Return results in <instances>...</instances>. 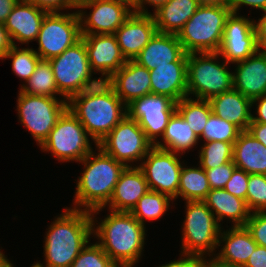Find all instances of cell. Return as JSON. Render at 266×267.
<instances>
[{
    "label": "cell",
    "mask_w": 266,
    "mask_h": 267,
    "mask_svg": "<svg viewBox=\"0 0 266 267\" xmlns=\"http://www.w3.org/2000/svg\"><path fill=\"white\" fill-rule=\"evenodd\" d=\"M55 218L44 240L46 264L37 262L31 267H70L90 242V236L93 235L90 211L68 207Z\"/></svg>",
    "instance_id": "cell-1"
},
{
    "label": "cell",
    "mask_w": 266,
    "mask_h": 267,
    "mask_svg": "<svg viewBox=\"0 0 266 267\" xmlns=\"http://www.w3.org/2000/svg\"><path fill=\"white\" fill-rule=\"evenodd\" d=\"M68 109L78 118L95 145L127 115V106L106 81L73 95L68 100Z\"/></svg>",
    "instance_id": "cell-2"
},
{
    "label": "cell",
    "mask_w": 266,
    "mask_h": 267,
    "mask_svg": "<svg viewBox=\"0 0 266 267\" xmlns=\"http://www.w3.org/2000/svg\"><path fill=\"white\" fill-rule=\"evenodd\" d=\"M109 211L100 223L92 215L93 236L118 267H133L144 251L146 228L130 212Z\"/></svg>",
    "instance_id": "cell-3"
},
{
    "label": "cell",
    "mask_w": 266,
    "mask_h": 267,
    "mask_svg": "<svg viewBox=\"0 0 266 267\" xmlns=\"http://www.w3.org/2000/svg\"><path fill=\"white\" fill-rule=\"evenodd\" d=\"M96 148L98 153L92 151L80 161L85 168L78 177L72 207L83 208L90 211L91 215L98 214L109 202L119 176L126 167L97 145Z\"/></svg>",
    "instance_id": "cell-4"
},
{
    "label": "cell",
    "mask_w": 266,
    "mask_h": 267,
    "mask_svg": "<svg viewBox=\"0 0 266 267\" xmlns=\"http://www.w3.org/2000/svg\"><path fill=\"white\" fill-rule=\"evenodd\" d=\"M231 13L228 0H204L177 34L184 52H219Z\"/></svg>",
    "instance_id": "cell-5"
},
{
    "label": "cell",
    "mask_w": 266,
    "mask_h": 267,
    "mask_svg": "<svg viewBox=\"0 0 266 267\" xmlns=\"http://www.w3.org/2000/svg\"><path fill=\"white\" fill-rule=\"evenodd\" d=\"M218 52L188 53L187 96L209 100L211 97L233 89V74Z\"/></svg>",
    "instance_id": "cell-6"
},
{
    "label": "cell",
    "mask_w": 266,
    "mask_h": 267,
    "mask_svg": "<svg viewBox=\"0 0 266 267\" xmlns=\"http://www.w3.org/2000/svg\"><path fill=\"white\" fill-rule=\"evenodd\" d=\"M185 203L186 215L182 225L181 252L205 255V257L208 254L209 257H213V252L218 248L222 227L203 201H186Z\"/></svg>",
    "instance_id": "cell-7"
},
{
    "label": "cell",
    "mask_w": 266,
    "mask_h": 267,
    "mask_svg": "<svg viewBox=\"0 0 266 267\" xmlns=\"http://www.w3.org/2000/svg\"><path fill=\"white\" fill-rule=\"evenodd\" d=\"M48 61L51 64L58 91L67 100L102 81L99 77L92 79L93 71L82 39L67 48L61 55Z\"/></svg>",
    "instance_id": "cell-8"
},
{
    "label": "cell",
    "mask_w": 266,
    "mask_h": 267,
    "mask_svg": "<svg viewBox=\"0 0 266 267\" xmlns=\"http://www.w3.org/2000/svg\"><path fill=\"white\" fill-rule=\"evenodd\" d=\"M90 143L84 126L67 108L40 148L43 152H50L60 162H80L93 151Z\"/></svg>",
    "instance_id": "cell-9"
},
{
    "label": "cell",
    "mask_w": 266,
    "mask_h": 267,
    "mask_svg": "<svg viewBox=\"0 0 266 267\" xmlns=\"http://www.w3.org/2000/svg\"><path fill=\"white\" fill-rule=\"evenodd\" d=\"M67 108V99L28 95L19 90L18 119L28 129L38 146L48 138L50 131Z\"/></svg>",
    "instance_id": "cell-10"
},
{
    "label": "cell",
    "mask_w": 266,
    "mask_h": 267,
    "mask_svg": "<svg viewBox=\"0 0 266 267\" xmlns=\"http://www.w3.org/2000/svg\"><path fill=\"white\" fill-rule=\"evenodd\" d=\"M81 39L80 20L77 11L73 13L50 12L42 22L35 52L41 60H50L61 55Z\"/></svg>",
    "instance_id": "cell-11"
},
{
    "label": "cell",
    "mask_w": 266,
    "mask_h": 267,
    "mask_svg": "<svg viewBox=\"0 0 266 267\" xmlns=\"http://www.w3.org/2000/svg\"><path fill=\"white\" fill-rule=\"evenodd\" d=\"M97 146L128 167L132 166L131 162L142 161L154 145L137 120L126 115Z\"/></svg>",
    "instance_id": "cell-12"
},
{
    "label": "cell",
    "mask_w": 266,
    "mask_h": 267,
    "mask_svg": "<svg viewBox=\"0 0 266 267\" xmlns=\"http://www.w3.org/2000/svg\"><path fill=\"white\" fill-rule=\"evenodd\" d=\"M179 154L153 146L138 165L144 174L149 189L178 198L182 162ZM146 159V160H145Z\"/></svg>",
    "instance_id": "cell-13"
},
{
    "label": "cell",
    "mask_w": 266,
    "mask_h": 267,
    "mask_svg": "<svg viewBox=\"0 0 266 267\" xmlns=\"http://www.w3.org/2000/svg\"><path fill=\"white\" fill-rule=\"evenodd\" d=\"M175 111L176 102L164 95L148 94L127 105V115L137 120L146 138L153 145L157 143L159 136H163Z\"/></svg>",
    "instance_id": "cell-14"
},
{
    "label": "cell",
    "mask_w": 266,
    "mask_h": 267,
    "mask_svg": "<svg viewBox=\"0 0 266 267\" xmlns=\"http://www.w3.org/2000/svg\"><path fill=\"white\" fill-rule=\"evenodd\" d=\"M76 9H80L77 13L81 35L114 34L133 13L128 6L112 0H89ZM83 9H91L92 12L87 15Z\"/></svg>",
    "instance_id": "cell-15"
},
{
    "label": "cell",
    "mask_w": 266,
    "mask_h": 267,
    "mask_svg": "<svg viewBox=\"0 0 266 267\" xmlns=\"http://www.w3.org/2000/svg\"><path fill=\"white\" fill-rule=\"evenodd\" d=\"M249 19L235 13L227 18L218 52L227 63L245 60L258 51L254 20Z\"/></svg>",
    "instance_id": "cell-16"
},
{
    "label": "cell",
    "mask_w": 266,
    "mask_h": 267,
    "mask_svg": "<svg viewBox=\"0 0 266 267\" xmlns=\"http://www.w3.org/2000/svg\"><path fill=\"white\" fill-rule=\"evenodd\" d=\"M81 39L85 43L91 70L93 74L101 73L99 78L102 81H107L127 62L115 34L81 35Z\"/></svg>",
    "instance_id": "cell-17"
},
{
    "label": "cell",
    "mask_w": 266,
    "mask_h": 267,
    "mask_svg": "<svg viewBox=\"0 0 266 267\" xmlns=\"http://www.w3.org/2000/svg\"><path fill=\"white\" fill-rule=\"evenodd\" d=\"M156 32L152 14L133 12L114 34L125 59L135 60Z\"/></svg>",
    "instance_id": "cell-18"
},
{
    "label": "cell",
    "mask_w": 266,
    "mask_h": 267,
    "mask_svg": "<svg viewBox=\"0 0 266 267\" xmlns=\"http://www.w3.org/2000/svg\"><path fill=\"white\" fill-rule=\"evenodd\" d=\"M48 13L25 0H19L4 22L12 45L17 46L16 40L21 44L36 41Z\"/></svg>",
    "instance_id": "cell-19"
},
{
    "label": "cell",
    "mask_w": 266,
    "mask_h": 267,
    "mask_svg": "<svg viewBox=\"0 0 266 267\" xmlns=\"http://www.w3.org/2000/svg\"><path fill=\"white\" fill-rule=\"evenodd\" d=\"M106 82L126 106L135 99L151 94L150 71L134 60H127Z\"/></svg>",
    "instance_id": "cell-20"
},
{
    "label": "cell",
    "mask_w": 266,
    "mask_h": 267,
    "mask_svg": "<svg viewBox=\"0 0 266 267\" xmlns=\"http://www.w3.org/2000/svg\"><path fill=\"white\" fill-rule=\"evenodd\" d=\"M234 64L233 89L251 100L266 95V52L258 50Z\"/></svg>",
    "instance_id": "cell-21"
},
{
    "label": "cell",
    "mask_w": 266,
    "mask_h": 267,
    "mask_svg": "<svg viewBox=\"0 0 266 267\" xmlns=\"http://www.w3.org/2000/svg\"><path fill=\"white\" fill-rule=\"evenodd\" d=\"M187 58L176 34L156 32L134 61L151 71L171 62H187Z\"/></svg>",
    "instance_id": "cell-22"
},
{
    "label": "cell",
    "mask_w": 266,
    "mask_h": 267,
    "mask_svg": "<svg viewBox=\"0 0 266 267\" xmlns=\"http://www.w3.org/2000/svg\"><path fill=\"white\" fill-rule=\"evenodd\" d=\"M149 190L144 174L138 166L125 167L109 202L103 208L109 206L111 211L131 212L138 200Z\"/></svg>",
    "instance_id": "cell-23"
},
{
    "label": "cell",
    "mask_w": 266,
    "mask_h": 267,
    "mask_svg": "<svg viewBox=\"0 0 266 267\" xmlns=\"http://www.w3.org/2000/svg\"><path fill=\"white\" fill-rule=\"evenodd\" d=\"M218 241V246L224 242L223 247L212 258L228 266L243 267L257 247V243L245 226H232L226 231L221 229Z\"/></svg>",
    "instance_id": "cell-24"
},
{
    "label": "cell",
    "mask_w": 266,
    "mask_h": 267,
    "mask_svg": "<svg viewBox=\"0 0 266 267\" xmlns=\"http://www.w3.org/2000/svg\"><path fill=\"white\" fill-rule=\"evenodd\" d=\"M151 94L164 95L174 102L187 97V62H171L150 71Z\"/></svg>",
    "instance_id": "cell-25"
},
{
    "label": "cell",
    "mask_w": 266,
    "mask_h": 267,
    "mask_svg": "<svg viewBox=\"0 0 266 267\" xmlns=\"http://www.w3.org/2000/svg\"><path fill=\"white\" fill-rule=\"evenodd\" d=\"M212 112L219 118L233 123L241 131H247L251 123L252 100L235 89L209 99Z\"/></svg>",
    "instance_id": "cell-26"
},
{
    "label": "cell",
    "mask_w": 266,
    "mask_h": 267,
    "mask_svg": "<svg viewBox=\"0 0 266 267\" xmlns=\"http://www.w3.org/2000/svg\"><path fill=\"white\" fill-rule=\"evenodd\" d=\"M232 161L248 174L266 175V147L248 130L241 131L235 141Z\"/></svg>",
    "instance_id": "cell-27"
},
{
    "label": "cell",
    "mask_w": 266,
    "mask_h": 267,
    "mask_svg": "<svg viewBox=\"0 0 266 267\" xmlns=\"http://www.w3.org/2000/svg\"><path fill=\"white\" fill-rule=\"evenodd\" d=\"M203 202L213 212L218 224L223 219H231L232 226H245L250 216L245 200L232 195L225 189H211Z\"/></svg>",
    "instance_id": "cell-28"
},
{
    "label": "cell",
    "mask_w": 266,
    "mask_h": 267,
    "mask_svg": "<svg viewBox=\"0 0 266 267\" xmlns=\"http://www.w3.org/2000/svg\"><path fill=\"white\" fill-rule=\"evenodd\" d=\"M204 0H168L152 16L157 32L178 34Z\"/></svg>",
    "instance_id": "cell-29"
},
{
    "label": "cell",
    "mask_w": 266,
    "mask_h": 267,
    "mask_svg": "<svg viewBox=\"0 0 266 267\" xmlns=\"http://www.w3.org/2000/svg\"><path fill=\"white\" fill-rule=\"evenodd\" d=\"M161 138L165 144L157 141L154 146L177 154H184L185 151L194 148L199 142L198 136L193 132L189 124L177 110L169 119L165 132Z\"/></svg>",
    "instance_id": "cell-30"
},
{
    "label": "cell",
    "mask_w": 266,
    "mask_h": 267,
    "mask_svg": "<svg viewBox=\"0 0 266 267\" xmlns=\"http://www.w3.org/2000/svg\"><path fill=\"white\" fill-rule=\"evenodd\" d=\"M211 190L205 169L182 166L178 196L184 201H203Z\"/></svg>",
    "instance_id": "cell-31"
},
{
    "label": "cell",
    "mask_w": 266,
    "mask_h": 267,
    "mask_svg": "<svg viewBox=\"0 0 266 267\" xmlns=\"http://www.w3.org/2000/svg\"><path fill=\"white\" fill-rule=\"evenodd\" d=\"M20 90L28 95L48 96L56 98L61 95L54 80L51 64L48 60H40L35 71L30 76L26 84L21 85ZM57 94V95H56Z\"/></svg>",
    "instance_id": "cell-32"
},
{
    "label": "cell",
    "mask_w": 266,
    "mask_h": 267,
    "mask_svg": "<svg viewBox=\"0 0 266 267\" xmlns=\"http://www.w3.org/2000/svg\"><path fill=\"white\" fill-rule=\"evenodd\" d=\"M176 110L199 138L212 113L209 100L192 99L187 96L176 103Z\"/></svg>",
    "instance_id": "cell-33"
},
{
    "label": "cell",
    "mask_w": 266,
    "mask_h": 267,
    "mask_svg": "<svg viewBox=\"0 0 266 267\" xmlns=\"http://www.w3.org/2000/svg\"><path fill=\"white\" fill-rule=\"evenodd\" d=\"M170 201L173 199L166 194L149 190L138 200L130 213L145 226V219H160L168 211Z\"/></svg>",
    "instance_id": "cell-34"
},
{
    "label": "cell",
    "mask_w": 266,
    "mask_h": 267,
    "mask_svg": "<svg viewBox=\"0 0 266 267\" xmlns=\"http://www.w3.org/2000/svg\"><path fill=\"white\" fill-rule=\"evenodd\" d=\"M234 144L223 141L205 142L199 152V165L203 169H212L229 163L233 158Z\"/></svg>",
    "instance_id": "cell-35"
},
{
    "label": "cell",
    "mask_w": 266,
    "mask_h": 267,
    "mask_svg": "<svg viewBox=\"0 0 266 267\" xmlns=\"http://www.w3.org/2000/svg\"><path fill=\"white\" fill-rule=\"evenodd\" d=\"M240 132L241 130L233 123L217 117L212 112L199 140L203 138L204 142L223 141L234 144Z\"/></svg>",
    "instance_id": "cell-36"
},
{
    "label": "cell",
    "mask_w": 266,
    "mask_h": 267,
    "mask_svg": "<svg viewBox=\"0 0 266 267\" xmlns=\"http://www.w3.org/2000/svg\"><path fill=\"white\" fill-rule=\"evenodd\" d=\"M4 58L12 59V71L26 83L35 71V67L41 60L40 56L32 48H19L12 46Z\"/></svg>",
    "instance_id": "cell-37"
},
{
    "label": "cell",
    "mask_w": 266,
    "mask_h": 267,
    "mask_svg": "<svg viewBox=\"0 0 266 267\" xmlns=\"http://www.w3.org/2000/svg\"><path fill=\"white\" fill-rule=\"evenodd\" d=\"M246 205L250 213L266 212L265 174H249Z\"/></svg>",
    "instance_id": "cell-38"
},
{
    "label": "cell",
    "mask_w": 266,
    "mask_h": 267,
    "mask_svg": "<svg viewBox=\"0 0 266 267\" xmlns=\"http://www.w3.org/2000/svg\"><path fill=\"white\" fill-rule=\"evenodd\" d=\"M89 244L80 251L70 267H118L97 242Z\"/></svg>",
    "instance_id": "cell-39"
},
{
    "label": "cell",
    "mask_w": 266,
    "mask_h": 267,
    "mask_svg": "<svg viewBox=\"0 0 266 267\" xmlns=\"http://www.w3.org/2000/svg\"><path fill=\"white\" fill-rule=\"evenodd\" d=\"M245 227L257 245L266 247V212L250 213Z\"/></svg>",
    "instance_id": "cell-40"
},
{
    "label": "cell",
    "mask_w": 266,
    "mask_h": 267,
    "mask_svg": "<svg viewBox=\"0 0 266 267\" xmlns=\"http://www.w3.org/2000/svg\"><path fill=\"white\" fill-rule=\"evenodd\" d=\"M237 167L234 162L225 163L212 169H205L211 189H224L227 181Z\"/></svg>",
    "instance_id": "cell-41"
},
{
    "label": "cell",
    "mask_w": 266,
    "mask_h": 267,
    "mask_svg": "<svg viewBox=\"0 0 266 267\" xmlns=\"http://www.w3.org/2000/svg\"><path fill=\"white\" fill-rule=\"evenodd\" d=\"M249 174L244 170L236 168L224 189L234 196L242 198L246 202Z\"/></svg>",
    "instance_id": "cell-42"
},
{
    "label": "cell",
    "mask_w": 266,
    "mask_h": 267,
    "mask_svg": "<svg viewBox=\"0 0 266 267\" xmlns=\"http://www.w3.org/2000/svg\"><path fill=\"white\" fill-rule=\"evenodd\" d=\"M183 256V258H182ZM205 256L181 253V258L158 267H207L208 259Z\"/></svg>",
    "instance_id": "cell-43"
},
{
    "label": "cell",
    "mask_w": 266,
    "mask_h": 267,
    "mask_svg": "<svg viewBox=\"0 0 266 267\" xmlns=\"http://www.w3.org/2000/svg\"><path fill=\"white\" fill-rule=\"evenodd\" d=\"M47 12H60V10L76 9L70 0H25Z\"/></svg>",
    "instance_id": "cell-44"
},
{
    "label": "cell",
    "mask_w": 266,
    "mask_h": 267,
    "mask_svg": "<svg viewBox=\"0 0 266 267\" xmlns=\"http://www.w3.org/2000/svg\"><path fill=\"white\" fill-rule=\"evenodd\" d=\"M263 12V16L258 21L254 20V29L258 50L266 52V11Z\"/></svg>",
    "instance_id": "cell-45"
},
{
    "label": "cell",
    "mask_w": 266,
    "mask_h": 267,
    "mask_svg": "<svg viewBox=\"0 0 266 267\" xmlns=\"http://www.w3.org/2000/svg\"><path fill=\"white\" fill-rule=\"evenodd\" d=\"M232 13L238 14L241 6H251L255 9L266 11V0H228Z\"/></svg>",
    "instance_id": "cell-46"
},
{
    "label": "cell",
    "mask_w": 266,
    "mask_h": 267,
    "mask_svg": "<svg viewBox=\"0 0 266 267\" xmlns=\"http://www.w3.org/2000/svg\"><path fill=\"white\" fill-rule=\"evenodd\" d=\"M243 267H266V247L257 245Z\"/></svg>",
    "instance_id": "cell-47"
},
{
    "label": "cell",
    "mask_w": 266,
    "mask_h": 267,
    "mask_svg": "<svg viewBox=\"0 0 266 267\" xmlns=\"http://www.w3.org/2000/svg\"><path fill=\"white\" fill-rule=\"evenodd\" d=\"M254 105L256 106L257 116H254L252 114L251 123H264V124H266V95L254 98L252 100V107Z\"/></svg>",
    "instance_id": "cell-48"
},
{
    "label": "cell",
    "mask_w": 266,
    "mask_h": 267,
    "mask_svg": "<svg viewBox=\"0 0 266 267\" xmlns=\"http://www.w3.org/2000/svg\"><path fill=\"white\" fill-rule=\"evenodd\" d=\"M168 0H136L135 1V13L139 14H152L145 8L146 4L153 6L154 12L161 8Z\"/></svg>",
    "instance_id": "cell-49"
},
{
    "label": "cell",
    "mask_w": 266,
    "mask_h": 267,
    "mask_svg": "<svg viewBox=\"0 0 266 267\" xmlns=\"http://www.w3.org/2000/svg\"><path fill=\"white\" fill-rule=\"evenodd\" d=\"M12 42L4 26V23L0 22V59L4 60L5 55L12 47Z\"/></svg>",
    "instance_id": "cell-50"
},
{
    "label": "cell",
    "mask_w": 266,
    "mask_h": 267,
    "mask_svg": "<svg viewBox=\"0 0 266 267\" xmlns=\"http://www.w3.org/2000/svg\"><path fill=\"white\" fill-rule=\"evenodd\" d=\"M248 131L266 147V124L250 123Z\"/></svg>",
    "instance_id": "cell-51"
},
{
    "label": "cell",
    "mask_w": 266,
    "mask_h": 267,
    "mask_svg": "<svg viewBox=\"0 0 266 267\" xmlns=\"http://www.w3.org/2000/svg\"><path fill=\"white\" fill-rule=\"evenodd\" d=\"M19 0H0V22L4 23Z\"/></svg>",
    "instance_id": "cell-52"
},
{
    "label": "cell",
    "mask_w": 266,
    "mask_h": 267,
    "mask_svg": "<svg viewBox=\"0 0 266 267\" xmlns=\"http://www.w3.org/2000/svg\"><path fill=\"white\" fill-rule=\"evenodd\" d=\"M0 267H14V265L7 259L5 254L0 249Z\"/></svg>",
    "instance_id": "cell-53"
},
{
    "label": "cell",
    "mask_w": 266,
    "mask_h": 267,
    "mask_svg": "<svg viewBox=\"0 0 266 267\" xmlns=\"http://www.w3.org/2000/svg\"><path fill=\"white\" fill-rule=\"evenodd\" d=\"M112 1L122 3L128 6L133 12H135V1L136 0H112Z\"/></svg>",
    "instance_id": "cell-54"
},
{
    "label": "cell",
    "mask_w": 266,
    "mask_h": 267,
    "mask_svg": "<svg viewBox=\"0 0 266 267\" xmlns=\"http://www.w3.org/2000/svg\"><path fill=\"white\" fill-rule=\"evenodd\" d=\"M207 267H237V266L224 265V264H221V263L215 261L213 258H211L210 261L208 259Z\"/></svg>",
    "instance_id": "cell-55"
},
{
    "label": "cell",
    "mask_w": 266,
    "mask_h": 267,
    "mask_svg": "<svg viewBox=\"0 0 266 267\" xmlns=\"http://www.w3.org/2000/svg\"><path fill=\"white\" fill-rule=\"evenodd\" d=\"M89 0H70V2L77 8L80 4Z\"/></svg>",
    "instance_id": "cell-56"
}]
</instances>
